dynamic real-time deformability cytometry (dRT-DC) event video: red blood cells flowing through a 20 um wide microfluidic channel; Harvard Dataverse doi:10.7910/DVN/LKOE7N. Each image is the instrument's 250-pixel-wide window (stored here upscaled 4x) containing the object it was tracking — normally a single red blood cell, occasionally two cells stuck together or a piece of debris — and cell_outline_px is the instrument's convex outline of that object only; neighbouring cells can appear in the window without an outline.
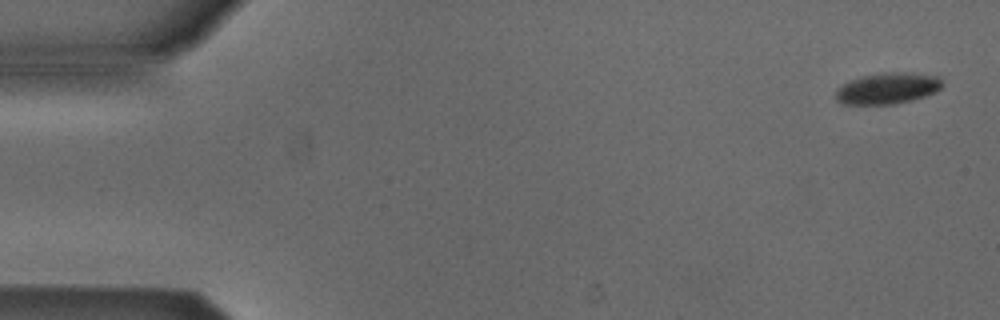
{"species": "Egyptian fruit bat (a non-hibernating species)", "species_latin": "Rousettus aegyptiacus", "temperature_condition": "cold", "stored_images_in_passage": 9, "camera_frame_rate_fps": 3000, "um_per_image_px": 0.085, "animal": {"sex": "male"}, "frame": {"image": 1, "passage_image": 1, "time_ms": 0.0, "image_size_px": [1000, 320], "cell_outline_px": [[944, 84], [936, 92], [912, 100], [892, 104], [844, 104], [836, 100], [836, 88], [848, 80], [880, 72], [908, 72], [940, 76]], "centroid_in_image_um": [75.45, 7.49], "position_along_channel_um": 9.5, "area_um2": 19.59}}
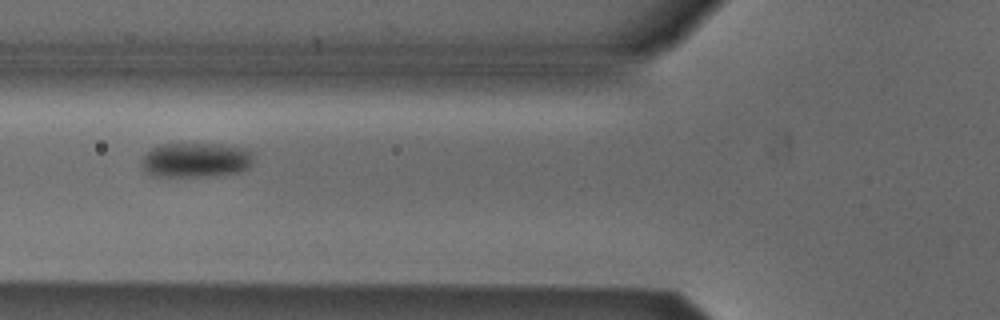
{"frame": {"image": 2, "passage_image": 6, "time_ms": 1.667, "image_size_px": [1000, 320], "cell_outline_px": [[252, 160], [248, 168], [240, 172], [196, 176], [152, 176], [140, 164], [144, 156], [152, 148], [160, 144], [220, 144], [240, 148], [248, 152], [252, 156]], "centroid_in_image_um": [16.59, 13.6], "position_along_channel_um": 109.2, "area_um2": 22.08}}
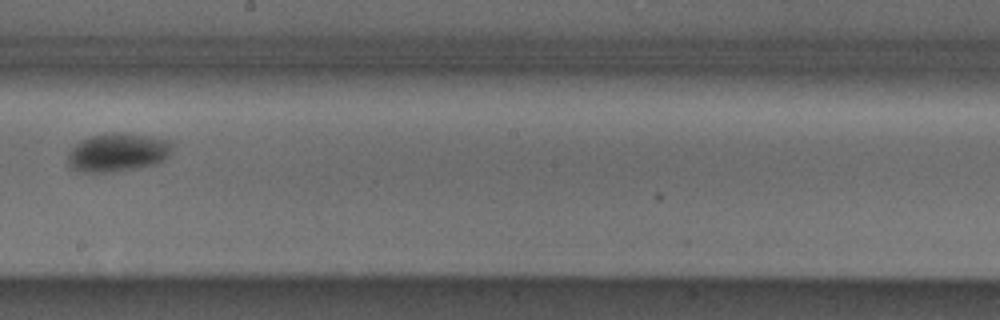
{"frame": {"image": 3, "passage_image": 9, "time_ms": 2.667, "image_size_px": [1000, 320], "cell_outline_px": [[172, 148], [168, 156], [164, 160], [156, 164], [140, 168], [112, 172], [80, 172], [72, 168], [68, 164], [68, 152], [80, 140], [92, 136], [108, 132], [124, 132], [148, 136], [168, 140], [172, 144]], "centroid_in_image_um": [10.0, 12.96], "position_along_channel_um": 238.2, "area_um2": 23.64}}